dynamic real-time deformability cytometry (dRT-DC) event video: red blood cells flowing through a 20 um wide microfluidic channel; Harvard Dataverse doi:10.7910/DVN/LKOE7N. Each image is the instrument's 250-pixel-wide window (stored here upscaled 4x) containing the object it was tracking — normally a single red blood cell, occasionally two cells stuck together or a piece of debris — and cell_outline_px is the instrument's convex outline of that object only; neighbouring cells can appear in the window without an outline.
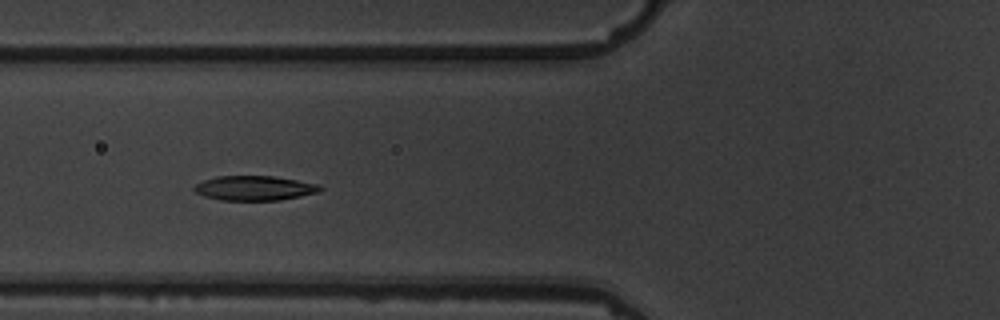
{"species": "common noctule bat (a hibernating species)", "species_latin": "Nyctalus noctula", "temperature_condition": "warm", "stored_images_in_passage": 7, "camera_frame_rate_fps": 3000, "um_per_image_px": 0.085, "animal": {"sex": "male", "body_mass_g": 19.5, "forearm_length_mm": 54.6}, "frame": {"image": 1, "passage_image": 6, "time_ms": 5.667, "image_size_px": [1000, 320], "cell_outline_px": [[324, 188], [320, 192], [280, 200], [220, 200], [204, 196], [196, 192], [192, 188], [196, 184], [204, 180], [216, 176], [272, 176], [320, 184]], "centroid_in_image_um": [21.65, 15.99], "position_along_channel_um": 104.2, "area_um2": 18.09}}
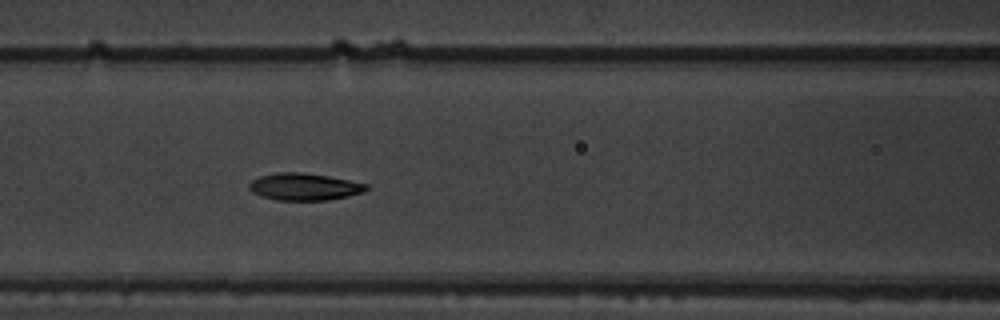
{"frame": {"image": 2, "passage_image": 7, "time_ms": 6.667, "image_size_px": [1000, 320], "cell_outline_px": [[368, 188], [364, 192], [348, 196], [328, 200], [276, 200], [260, 196], [252, 192], [248, 188], [248, 184], [252, 180], [260, 176], [276, 172], [300, 172], [328, 176], [368, 184]], "centroid_in_image_um": [25.84, 15.87], "position_along_channel_um": 140.8, "area_um2": 18.55}}